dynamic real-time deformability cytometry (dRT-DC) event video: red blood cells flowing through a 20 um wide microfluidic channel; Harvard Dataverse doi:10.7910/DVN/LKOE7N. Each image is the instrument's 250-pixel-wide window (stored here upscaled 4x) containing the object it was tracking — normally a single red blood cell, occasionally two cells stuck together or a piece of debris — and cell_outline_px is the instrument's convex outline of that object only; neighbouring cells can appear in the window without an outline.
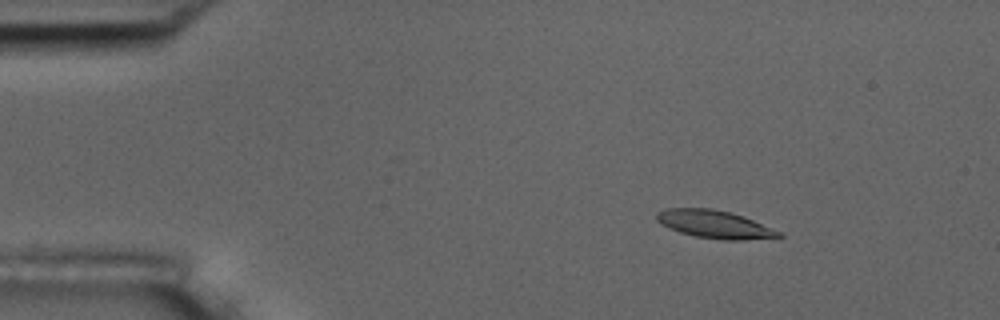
{"species": "common noctule bat (a hibernating species)", "species_latin": "Nyctalus noctula", "temperature_condition": "room temperature", "stored_images_in_passage": 6, "camera_frame_rate_fps": 3000, "um_per_image_px": 0.085, "animal": {"sex": "male", "body_mass_g": 17.5, "forearm_length_mm": 52.3}, "frame": {"image": 1, "passage_image": 3, "time_ms": 2.333, "image_size_px": [1000, 320], "cell_outline_px": [[784, 236], [744, 240], [724, 240], [696, 236], [680, 232], [660, 224], [656, 220], [656, 212], [664, 208], [712, 208], [744, 216], [784, 232]], "centroid_in_image_um": [60.76, 19.06], "position_along_channel_um": 24.2, "area_um2": 20.0}}
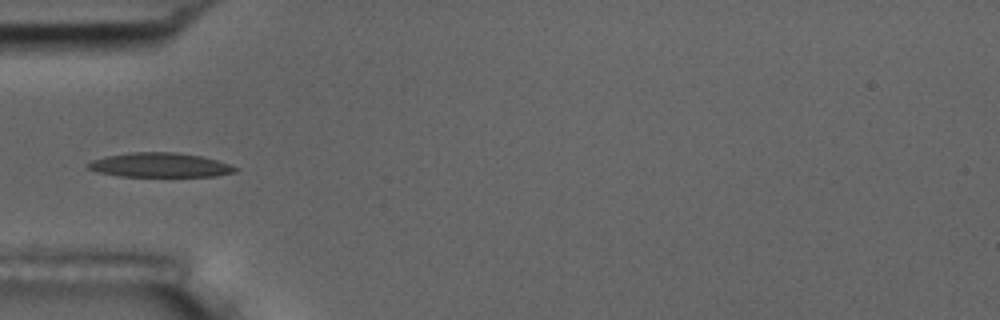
{"frame": {"image": 2, "passage_image": 6, "time_ms": 5.667, "image_size_px": [1000, 320], "cell_outline_px": [[240, 168], [236, 172], [216, 176], [120, 176], [100, 172], [88, 168], [84, 164], [92, 160], [104, 156], [132, 152], [176, 152], [200, 156], [216, 160]], "centroid_in_image_um": [13.58, 14.02], "position_along_channel_um": 71.4, "area_um2": 20.87}}